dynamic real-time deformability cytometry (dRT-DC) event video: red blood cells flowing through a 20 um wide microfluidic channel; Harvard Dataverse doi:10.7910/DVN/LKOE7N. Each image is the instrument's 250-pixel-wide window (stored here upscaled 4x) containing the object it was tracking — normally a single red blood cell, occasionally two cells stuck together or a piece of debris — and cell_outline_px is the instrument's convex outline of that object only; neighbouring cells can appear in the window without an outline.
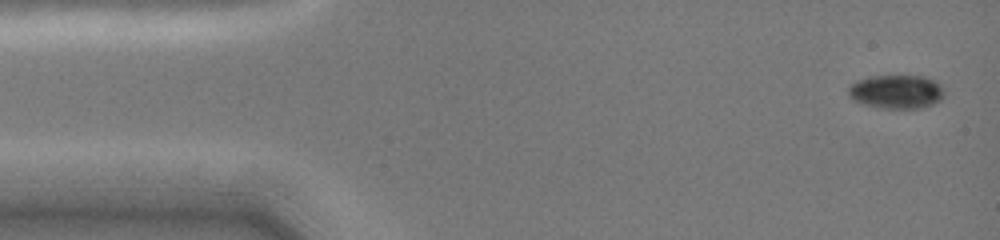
{"species": "common noctule bat (a hibernating species)", "species_latin": "Nyctalus noctula", "temperature_condition": "cold", "stored_images_in_passage": 31, "camera_frame_rate_fps": 3000, "um_per_image_px": 0.085, "animal": {"sex": "female", "body_mass_g": 19.0, "forearm_length_mm": 51.5}, "frame": {"image": 1, "passage_image": 1, "time_ms": 0.0, "image_size_px": [1000, 240], "cell_outline_px": [[944, 96], [940, 100], [932, 104], [920, 108], [880, 108], [864, 104], [852, 100], [848, 96], [848, 88], [856, 80], [868, 76], [928, 76], [936, 80], [944, 88]], "centroid_in_image_um": [76.2, 7.78], "position_along_channel_um": 8.8, "area_um2": 19.13}}
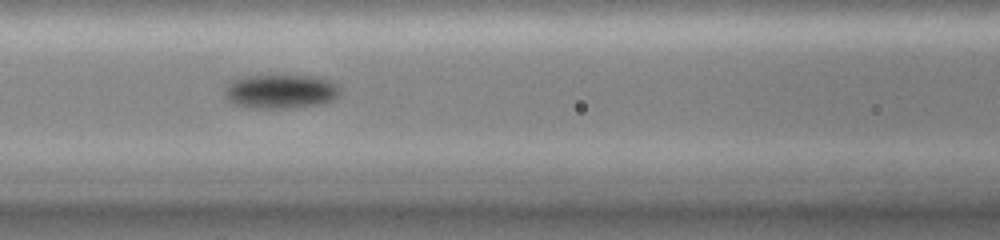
{"frame": {"image": 2, "passage_image": 18, "time_ms": 6.0, "image_size_px": [1000, 240], "cell_outline_px": [[340, 96], [324, 104], [292, 108], [252, 108], [232, 104], [224, 100], [224, 92], [228, 84], [232, 80], [244, 76], [316, 76], [332, 80], [340, 88]], "centroid_in_image_um": [23.86, 7.79], "position_along_channel_um": 142.7, "area_um2": 23.41}}
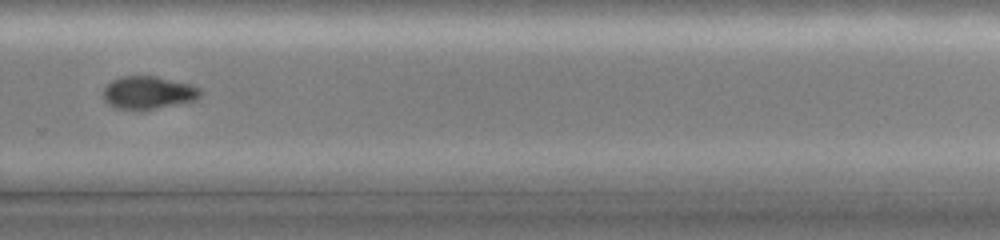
{"frame": {"image": 3, "passage_image": 30, "time_ms": 10.333, "image_size_px": [1000, 240], "cell_outline_px": [[204, 92], [196, 100], [152, 108], [112, 108], [100, 96], [104, 88], [112, 80], [120, 76], [156, 76], [192, 84], [200, 88]], "centroid_in_image_um": [12.59, 7.84], "position_along_channel_um": 317.2, "area_um2": 18.5}}